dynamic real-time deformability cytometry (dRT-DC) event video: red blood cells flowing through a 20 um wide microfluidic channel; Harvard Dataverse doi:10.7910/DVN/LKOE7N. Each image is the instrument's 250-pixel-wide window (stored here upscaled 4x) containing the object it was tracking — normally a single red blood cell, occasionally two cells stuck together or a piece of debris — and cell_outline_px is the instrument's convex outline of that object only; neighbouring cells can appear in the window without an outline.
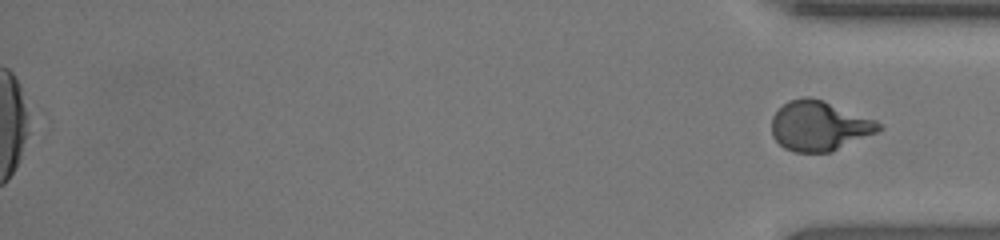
{"species": "human", "species_latin": "Homo sapiens", "temperature_condition": "room temperature", "stored_images_in_passage": 58, "segment_of_instrument_passage": [2, 2], "camera_frame_rate_fps": 3000, "um_per_image_px": 0.085, "donor": {"sex": "female"}, "frame": {"image": 1, "passage_image": 58, "time_ms": 19.0, "image_size_px": [1000, 240], "cell_outline_px": [[884, 128], [876, 132], [832, 152], [792, 152], [784, 148], [772, 136], [772, 116], [788, 100], [804, 96], [808, 96], [824, 100], [876, 120], [884, 124]], "centroid_in_image_um": [69.64, 10.69], "position_along_channel_um": 365.6, "area_um2": 31.27}}